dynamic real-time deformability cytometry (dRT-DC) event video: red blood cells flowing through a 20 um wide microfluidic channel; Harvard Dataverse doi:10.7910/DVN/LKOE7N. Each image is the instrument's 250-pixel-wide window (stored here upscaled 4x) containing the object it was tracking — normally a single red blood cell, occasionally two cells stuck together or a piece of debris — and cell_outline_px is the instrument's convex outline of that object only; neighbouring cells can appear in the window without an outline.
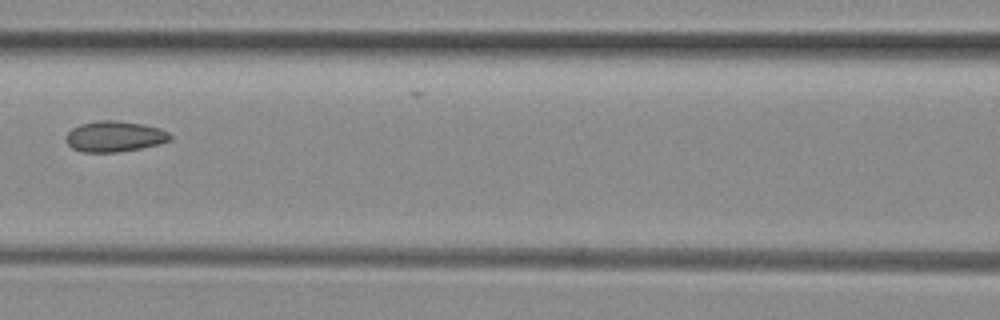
{"species": "common noctule bat (a hibernating species)", "species_latin": "Nyctalus noctula", "temperature_condition": "room temperature", "stored_images_in_passage": 7, "camera_frame_rate_fps": 3000, "um_per_image_px": 0.085, "animal": {"sex": "female", "body_mass_g": 29.2, "forearm_length_mm": 56.3}, "frame": {"image": 1, "passage_image": 6, "time_ms": 1.667, "image_size_px": [1000, 320], "cell_outline_px": [[172, 140], [160, 144], [140, 148], [116, 152], [84, 152], [72, 148], [64, 140], [64, 136], [72, 128], [80, 124], [100, 120], [120, 120], [144, 124], [160, 128], [168, 132], [172, 136]], "centroid_in_image_um": [9.74, 11.59], "position_along_channel_um": 156.9, "area_um2": 18.9}}